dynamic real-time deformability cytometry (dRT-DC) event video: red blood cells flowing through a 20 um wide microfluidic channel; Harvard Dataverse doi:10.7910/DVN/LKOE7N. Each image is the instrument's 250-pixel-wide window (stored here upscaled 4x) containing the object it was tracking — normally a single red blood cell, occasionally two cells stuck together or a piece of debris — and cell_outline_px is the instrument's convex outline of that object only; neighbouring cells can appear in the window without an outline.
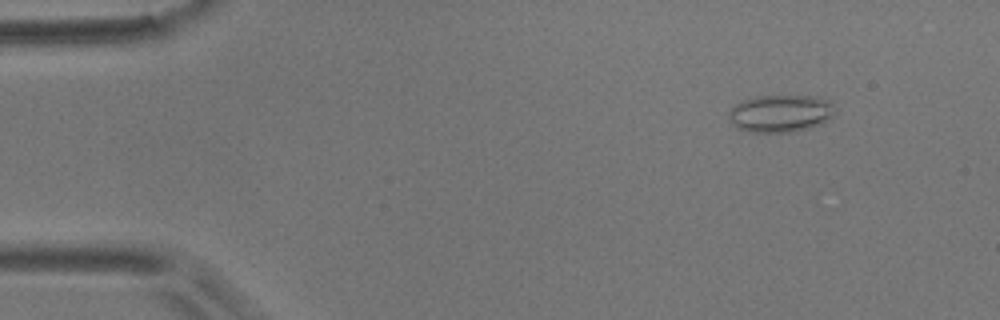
{"species": "common noctule bat (a hibernating species)", "species_latin": "Nyctalus noctula", "temperature_condition": "room temperature", "stored_images_in_passage": 4, "camera_frame_rate_fps": 3000, "um_per_image_px": 0.085, "animal": {"sex": "male", "body_mass_g": 17.9}, "frame": {"image": 1, "passage_image": 2, "time_ms": 1.0, "image_size_px": [1000, 320], "cell_outline_px": [[836, 112], [828, 120], [812, 128], [796, 132], [752, 132], [736, 128], [732, 124], [728, 116], [728, 112], [736, 104], [744, 100], [756, 96], [820, 96], [828, 100], [836, 108]], "centroid_in_image_um": [66.38, 9.65], "position_along_channel_um": 18.6, "area_um2": 23.47}}